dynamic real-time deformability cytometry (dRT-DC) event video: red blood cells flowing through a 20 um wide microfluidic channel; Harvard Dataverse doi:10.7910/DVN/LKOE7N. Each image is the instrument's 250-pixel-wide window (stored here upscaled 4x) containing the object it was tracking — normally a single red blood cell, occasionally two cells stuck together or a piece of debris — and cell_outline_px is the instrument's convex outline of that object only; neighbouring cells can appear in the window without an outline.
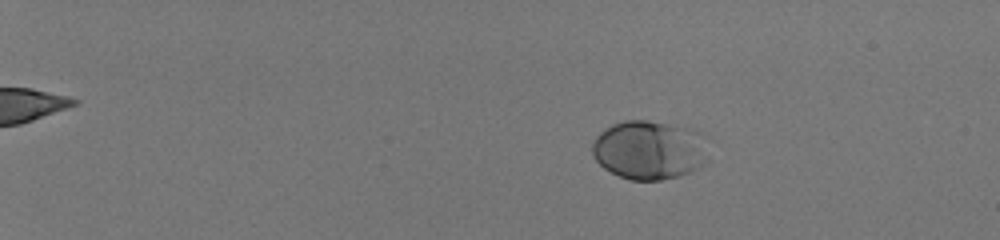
{"species": "human", "species_latin": "Homo sapiens", "temperature_condition": "room temperature", "stored_images_in_passage": 57, "camera_frame_rate_fps": 3000, "um_per_image_px": 0.085, "donor": {"sex": "male"}, "frame": {"image": 1, "passage_image": 13, "time_ms": 4.0, "image_size_px": [1000, 240], "cell_outline_px": [[708, 136], [700, 164], [692, 172], [660, 180], [628, 180], [604, 168], [596, 160], [592, 152], [592, 144], [596, 136], [600, 132], [612, 124], [624, 120], [648, 120], [684, 128], [700, 132]], "centroid_in_image_um": [55.13, 12.74], "position_along_channel_um": 29.9, "area_um2": 39.42}}
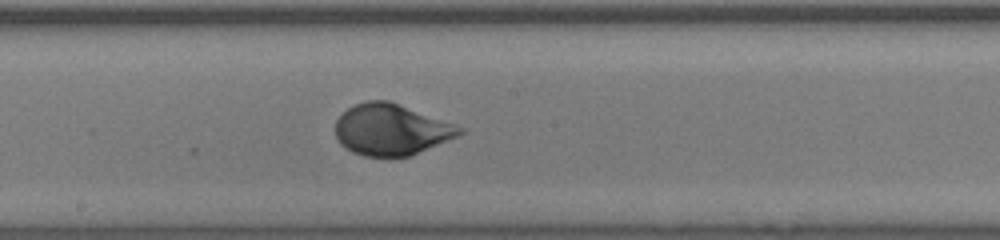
{"frame": {"image": 2, "passage_image": 38, "time_ms": 12.333, "image_size_px": [1000, 240], "cell_outline_px": [[464, 132], [456, 136], [408, 156], [364, 156], [352, 152], [340, 144], [336, 136], [336, 120], [348, 108], [356, 104], [368, 100], [388, 100], [464, 128]], "centroid_in_image_um": [33.2, 11.01], "position_along_channel_um": 215.0, "area_um2": 36.3}}
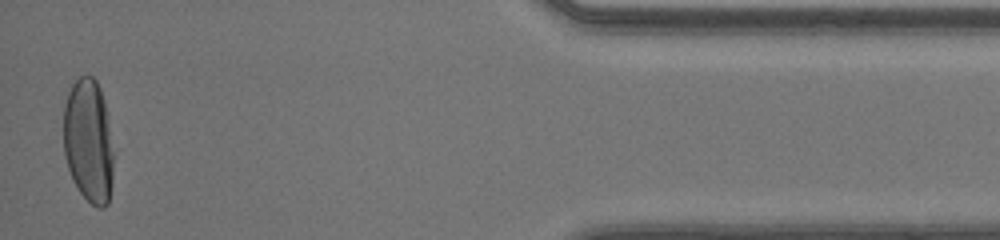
{"frame": {"image": 3, "passage_image": 57, "time_ms": 18.667, "image_size_px": [1000, 240], "cell_outline_px": [[112, 184], [108, 204], [104, 208], [100, 208], [92, 204], [80, 192], [72, 180], [64, 156], [64, 104], [68, 92], [72, 84], [80, 76], [92, 76], [96, 80], [100, 88], [108, 112], [112, 152]], "centroid_in_image_um": [7.52, 11.98], "position_along_channel_um": 427.7, "area_um2": 36.24}, "authors_computed_cell_mechanics": {"area_um2": 37.3388, "velocity_mm_per_s": 4.1125, "shape_relaxation_time_tau1_ms": 2.7669, "shape_relaxation_time_tau2_ms": null, "deformation_change_tau1": 0.1568, "deformation_change_tau2": null}}